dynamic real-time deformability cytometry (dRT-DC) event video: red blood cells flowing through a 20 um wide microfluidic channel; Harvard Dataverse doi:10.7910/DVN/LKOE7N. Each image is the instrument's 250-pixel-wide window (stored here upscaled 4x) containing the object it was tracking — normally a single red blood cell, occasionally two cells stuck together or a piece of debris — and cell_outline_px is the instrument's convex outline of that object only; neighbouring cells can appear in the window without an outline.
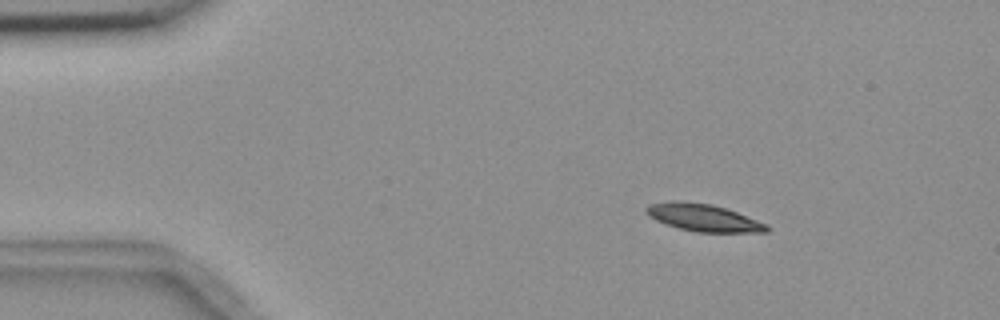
{"species": "common noctule bat (a hibernating species)", "species_latin": "Nyctalus noctula", "temperature_condition": "room temperature", "stored_images_in_passage": 3, "camera_frame_rate_fps": 3000, "um_per_image_px": 0.085, "animal": {"sex": "female", "body_mass_g": 18.4}, "frame": {"image": 1, "passage_image": 1, "time_ms": 0.0, "image_size_px": [1000, 320], "cell_outline_px": [[772, 228], [768, 232], [696, 232], [664, 224], [648, 216], [644, 212], [644, 208], [648, 204], [672, 200], [680, 200], [712, 204], [736, 212], [768, 224]], "centroid_in_image_um": [59.75, 18.49], "position_along_channel_um": 25.2, "area_um2": 19.42}}
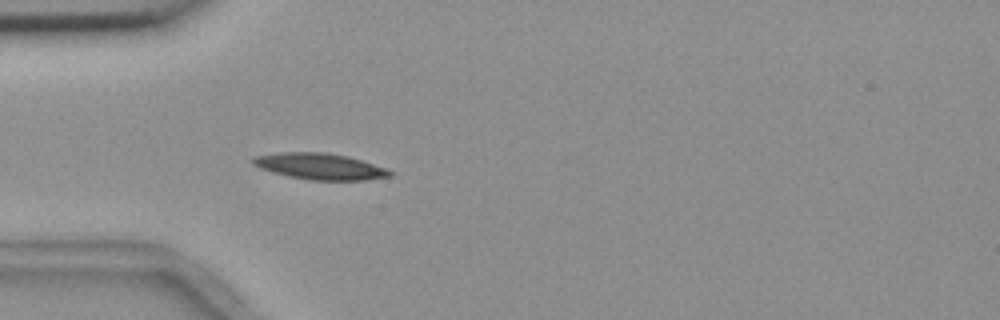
{"frame": {"image": 2, "passage_image": 3, "time_ms": 2.667, "image_size_px": [1000, 320], "cell_outline_px": [[392, 176], [368, 180], [308, 180], [288, 176], [272, 172], [260, 168], [252, 164], [252, 156], [280, 152], [324, 152], [348, 156], [388, 168], [392, 172]], "centroid_in_image_um": [27.2, 14.14], "position_along_channel_um": 57.8, "area_um2": 21.15}}